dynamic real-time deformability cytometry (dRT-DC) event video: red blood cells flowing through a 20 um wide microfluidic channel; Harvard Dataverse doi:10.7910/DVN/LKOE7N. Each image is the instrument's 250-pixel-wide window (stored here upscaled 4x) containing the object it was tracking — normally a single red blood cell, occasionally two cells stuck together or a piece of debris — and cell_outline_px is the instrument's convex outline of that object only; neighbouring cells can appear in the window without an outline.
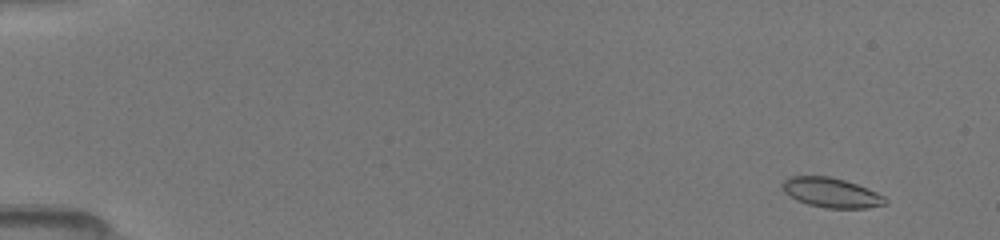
{"species": "common noctule bat (a hibernating species)", "species_latin": "Nyctalus noctula", "temperature_condition": "room temperature", "stored_images_in_passage": 51, "camera_frame_rate_fps": 3000, "um_per_image_px": 0.085, "animal": {"sex": "female", "body_mass_g": 19.5, "forearm_length_mm": 54.1}, "frame": {"image": 1, "passage_image": 2, "time_ms": 0.667, "image_size_px": [1000, 240], "cell_outline_px": [[888, 204], [868, 208], [828, 208], [808, 204], [796, 200], [784, 192], [780, 184], [788, 176], [828, 176], [844, 180], [868, 188], [884, 196], [888, 200]], "centroid_in_image_um": [70.66, 16.37], "position_along_channel_um": 14.3, "area_um2": 17.92}}
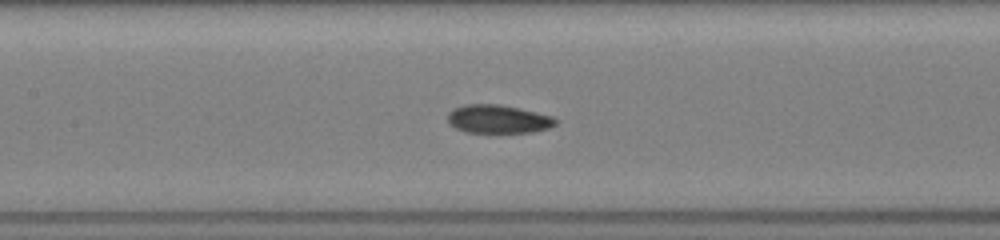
{"frame": {"image": 2, "passage_image": 23, "time_ms": 7.667, "image_size_px": [1000, 240], "cell_outline_px": [[556, 124], [548, 128], [532, 132], [464, 132], [448, 124], [448, 112], [452, 108], [464, 104], [500, 104], [520, 108], [552, 116], [556, 120]], "centroid_in_image_um": [42.29, 10.11], "position_along_channel_um": 165.1, "area_um2": 17.92}}
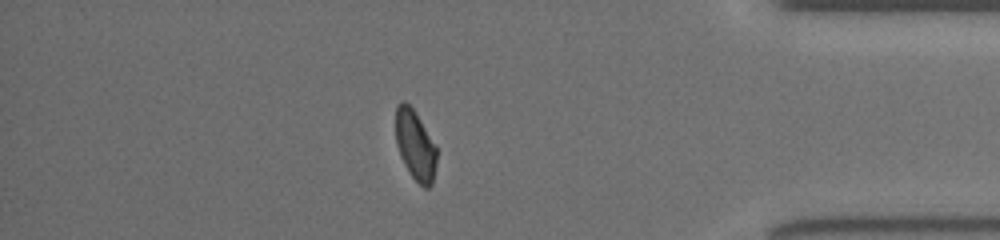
{"frame": {"image": 3, "passage_image": 43, "time_ms": 14.0, "image_size_px": [1000, 240], "cell_outline_px": [[436, 164], [432, 184], [428, 188], [424, 188], [412, 176], [404, 164], [400, 156], [396, 144], [396, 104], [400, 100], [404, 100], [412, 108], [436, 148]], "centroid_in_image_um": [35.26, 12.35], "position_along_channel_um": 399.9, "area_um2": 16.36}}